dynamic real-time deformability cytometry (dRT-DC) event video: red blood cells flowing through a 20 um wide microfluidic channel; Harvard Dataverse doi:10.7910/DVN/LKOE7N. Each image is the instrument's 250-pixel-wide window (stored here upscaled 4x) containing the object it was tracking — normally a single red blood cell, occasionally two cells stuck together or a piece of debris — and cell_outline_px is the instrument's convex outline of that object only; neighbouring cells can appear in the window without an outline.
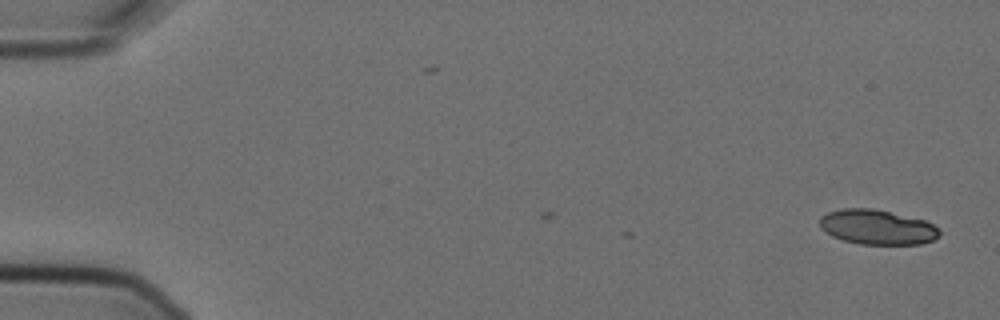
{"species": "Egyptian fruit bat (a non-hibernating species)", "species_latin": "Rousettus aegyptiacus", "temperature_condition": "cold", "stored_images_in_passage": 3, "camera_frame_rate_fps": 3000, "um_per_image_px": 0.085, "animal": {"sex": "female"}, "frame": {"image": 1, "passage_image": 1, "time_ms": 0.0, "image_size_px": [1000, 320], "cell_outline_px": [[940, 236], [932, 240], [920, 244], [860, 244], [844, 240], [832, 236], [820, 228], [820, 216], [828, 212], [840, 208], [872, 208], [924, 220], [932, 224], [940, 232]], "centroid_in_image_um": [74.53, 19.3], "position_along_channel_um": 10.5, "area_um2": 24.16}}